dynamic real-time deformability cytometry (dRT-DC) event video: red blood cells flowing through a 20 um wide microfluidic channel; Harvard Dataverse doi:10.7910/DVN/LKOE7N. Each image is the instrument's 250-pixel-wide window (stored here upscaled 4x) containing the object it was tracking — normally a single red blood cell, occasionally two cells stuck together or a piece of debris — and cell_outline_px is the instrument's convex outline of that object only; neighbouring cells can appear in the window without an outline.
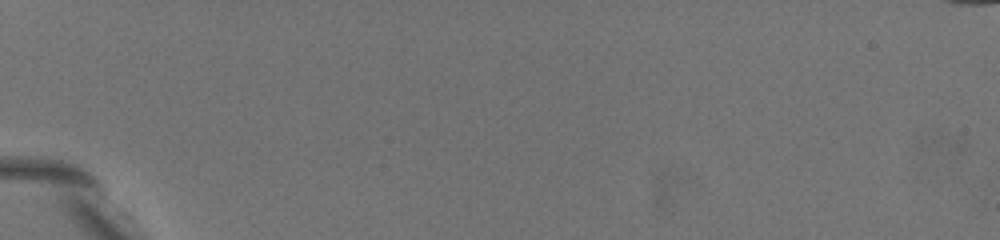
{"species": "common noctule bat (a hibernating species)", "species_latin": "Nyctalus noctula", "temperature_condition": "warm", "stored_images_in_passage": 3, "camera_frame_rate_fps": 3000, "um_per_image_px": 0.085, "animal": {"sex": "female", "body_mass_g": 19.5, "forearm_length_mm": 54.1}, "frame": {"image": 1, "passage_image": 2, "time_ms": 0.333, "image_size_px": [1000, 240], "cell_outline_px": [[184, 216], [168, 212], [120, 164], [96, 136], [96, 128], [116, 136], [124, 140], [136, 148], [144, 156], [180, 200], [184, 208]], "centroid_in_image_um": [12.04, 14.57], "position_along_channel_um": 73.0, "area_um2": 15.43}}